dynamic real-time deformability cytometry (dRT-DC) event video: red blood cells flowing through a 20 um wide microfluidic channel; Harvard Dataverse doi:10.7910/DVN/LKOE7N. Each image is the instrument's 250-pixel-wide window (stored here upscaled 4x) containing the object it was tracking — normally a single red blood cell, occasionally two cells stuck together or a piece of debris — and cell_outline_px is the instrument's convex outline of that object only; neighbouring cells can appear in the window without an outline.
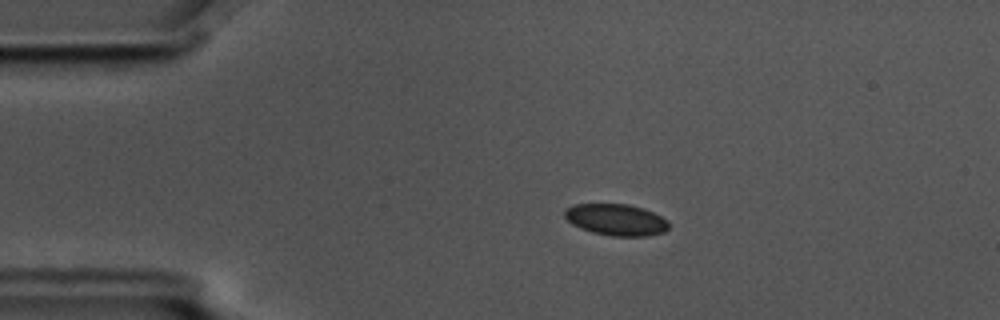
{"species": "common noctule bat (a hibernating species)", "species_latin": "Nyctalus noctula", "temperature_condition": "cold", "stored_images_in_passage": 5, "camera_frame_rate_fps": 3000, "um_per_image_px": 0.085, "animal": {"sex": "male", "body_mass_g": 17.5, "forearm_length_mm": 52.3}, "frame": {"image": 1, "passage_image": 3, "time_ms": 0.667, "image_size_px": [1000, 320], "cell_outline_px": [[668, 228], [664, 232], [648, 236], [612, 236], [592, 232], [580, 228], [572, 224], [564, 216], [564, 208], [572, 204], [628, 204], [644, 208], [668, 220]], "centroid_in_image_um": [52.35, 18.67], "position_along_channel_um": 32.7, "area_um2": 19.25}}